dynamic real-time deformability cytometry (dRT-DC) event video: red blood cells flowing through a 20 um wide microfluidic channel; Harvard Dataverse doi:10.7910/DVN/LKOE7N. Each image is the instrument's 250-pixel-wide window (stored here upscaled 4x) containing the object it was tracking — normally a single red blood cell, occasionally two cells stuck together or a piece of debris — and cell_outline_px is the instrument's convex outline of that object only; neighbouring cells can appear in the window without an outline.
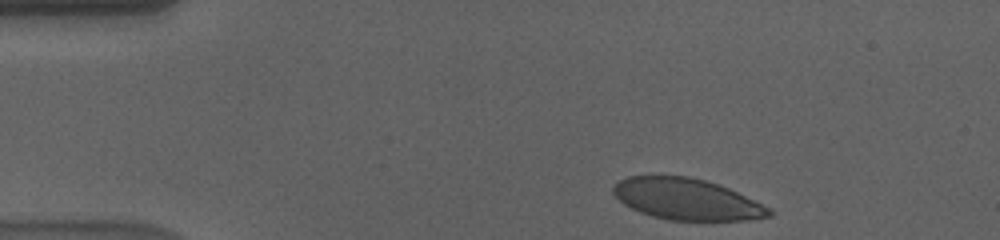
{"species": "human", "species_latin": "Homo sapiens", "temperature_condition": "cold", "stored_images_in_passage": 44, "camera_frame_rate_fps": 3000, "um_per_image_px": 0.085, "donor": {"sex": "male"}, "frame": {"image": 1, "passage_image": 1, "time_ms": 0.0, "image_size_px": [1000, 240], "cell_outline_px": [[772, 216], [756, 220], [668, 220], [652, 216], [640, 212], [624, 204], [612, 192], [612, 188], [620, 180], [628, 176], [688, 176], [704, 180], [728, 188], [772, 208]], "centroid_in_image_um": [58.41, 16.94], "position_along_channel_um": 26.6, "area_um2": 37.4}}
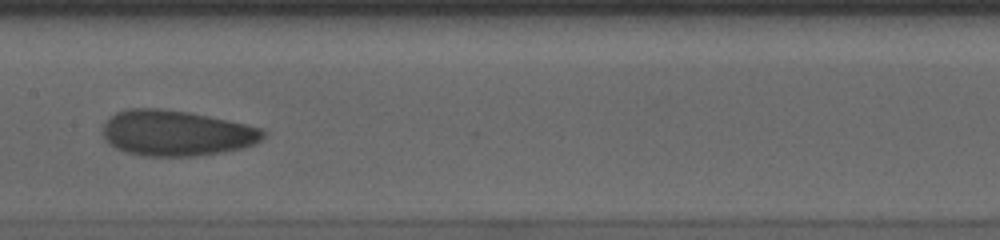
{"frame": {"image": 2, "passage_image": 21, "time_ms": 6.667, "image_size_px": [1000, 240], "cell_outline_px": [[268, 132], [256, 144], [240, 148], [220, 152], [196, 156], [144, 156], [124, 152], [116, 148], [104, 140], [104, 124], [116, 112], [128, 108], [160, 108], [188, 112], [228, 120], [264, 128]], "centroid_in_image_um": [15.0, 11.31], "position_along_channel_um": 192.4, "area_um2": 42.71}}
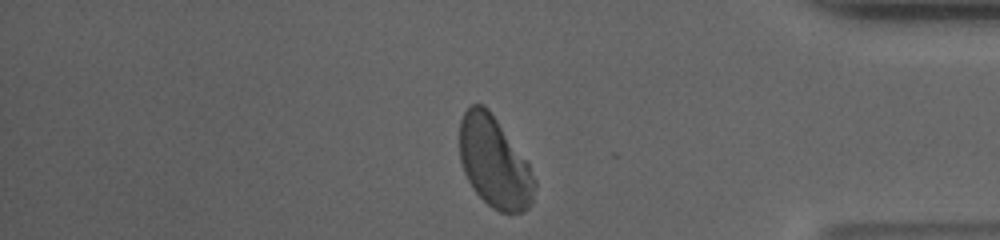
{"frame": {"image": 3, "passage_image": 40, "time_ms": 13.0, "image_size_px": [1000, 240], "cell_outline_px": [[536, 184], [532, 200], [528, 208], [524, 212], [500, 212], [492, 208], [472, 188], [464, 172], [460, 160], [460, 120], [464, 112], [472, 104], [484, 104], [488, 108], [528, 160], [536, 180]], "centroid_in_image_um": [42.04, 13.79], "position_along_channel_um": 393.2, "area_um2": 40.0}, "authors_computed_cell_mechanics": {"area_um2": 41.2981, "velocity_mm_per_s": 3.5645, "shape_relaxation_time_tau1_ms": 6.4864, "shape_relaxation_time_tau2_ms": 2.7311, "deformation_change_tau1": 0.1574, "deformation_change_tau2": 0.0724}}